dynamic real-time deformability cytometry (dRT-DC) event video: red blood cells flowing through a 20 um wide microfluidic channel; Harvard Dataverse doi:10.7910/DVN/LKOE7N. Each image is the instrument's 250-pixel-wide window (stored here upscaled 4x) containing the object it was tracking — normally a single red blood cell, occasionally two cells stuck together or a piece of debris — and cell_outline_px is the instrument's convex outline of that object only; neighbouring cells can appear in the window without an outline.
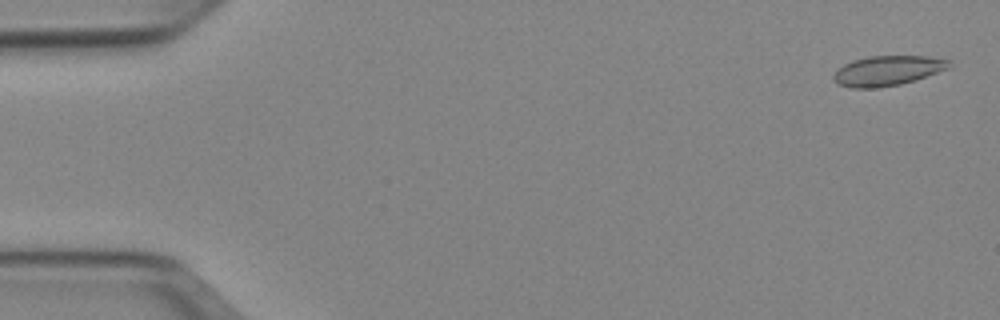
{"species": "Egyptian fruit bat (a non-hibernating species)", "species_latin": "Rousettus aegyptiacus", "temperature_condition": "cold", "stored_images_in_passage": 51, "camera_frame_rate_fps": 3000, "um_per_image_px": 0.085, "animal": {"sex": "female"}, "frame": {"image": 1, "passage_image": 1, "time_ms": 0.0, "image_size_px": [1000, 320], "cell_outline_px": [[952, 68], [900, 84], [876, 88], [852, 88], [836, 84], [832, 80], [832, 76], [844, 64], [852, 60], [868, 56], [924, 56], [952, 60]], "centroid_in_image_um": [75.45, 6.0], "position_along_channel_um": 9.5, "area_um2": 20.29}}
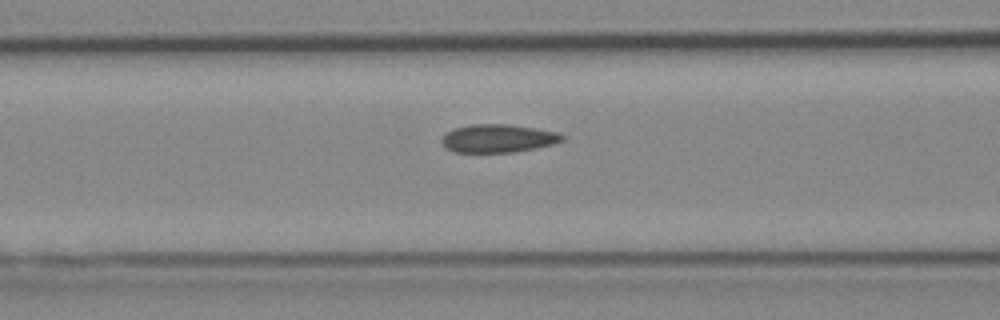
{"frame": {"image": 2, "passage_image": 20, "time_ms": 6.333, "image_size_px": [1000, 320], "cell_outline_px": [[568, 136], [564, 140], [552, 144], [536, 148], [516, 152], [452, 152], [444, 148], [440, 140], [448, 132], [456, 128], [472, 124], [508, 124], [536, 128], [556, 132]], "centroid_in_image_um": [42.35, 11.77], "position_along_channel_um": 124.2, "area_um2": 19.88}}
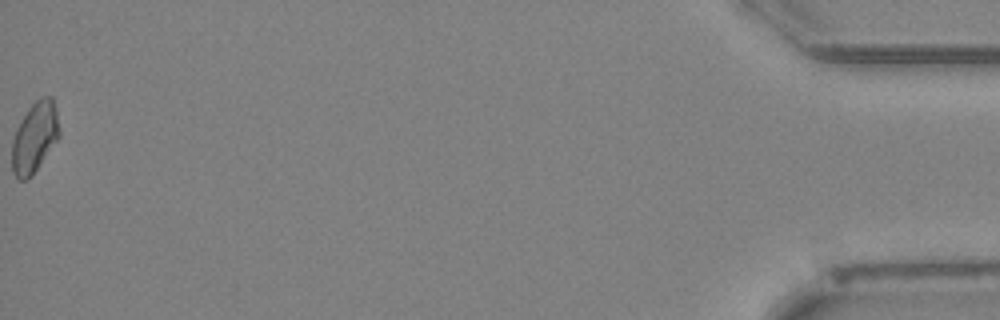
{"frame": {"image": 3, "passage_image": 51, "time_ms": 16.667, "image_size_px": [1000, 320], "cell_outline_px": [[60, 136], [32, 176], [28, 180], [20, 180], [12, 172], [12, 140], [16, 128], [28, 108], [40, 96], [52, 96], [56, 108], [60, 132]], "centroid_in_image_um": [2.95, 11.67], "position_along_channel_um": 432.3, "area_um2": 19.59}, "authors_computed_cell_mechanics": {"area_um2": 19.5364, "velocity_mm_per_s": 3.9464, "shape_relaxation_time_tau1_ms": null, "shape_relaxation_time_tau2_ms": 3.0761, "deformation_change_tau1": null, "deformation_change_tau2": 0.0574}}